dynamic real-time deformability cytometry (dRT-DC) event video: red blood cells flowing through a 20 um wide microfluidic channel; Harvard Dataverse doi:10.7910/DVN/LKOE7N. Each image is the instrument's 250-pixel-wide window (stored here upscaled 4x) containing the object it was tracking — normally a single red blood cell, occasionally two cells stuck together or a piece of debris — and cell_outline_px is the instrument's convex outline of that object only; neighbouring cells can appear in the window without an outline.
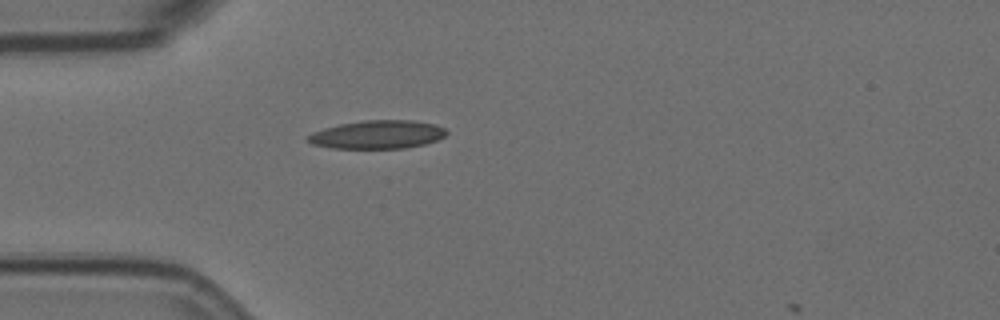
{"species": "Egyptian fruit bat (a non-hibernating species)", "species_latin": "Rousettus aegyptiacus", "temperature_condition": "room temperature", "stored_images_in_passage": 4, "camera_frame_rate_fps": 3000, "um_per_image_px": 0.085, "animal": {"sex": "female"}, "frame": {"image": 1, "passage_image": 4, "time_ms": 1.0, "image_size_px": [1000, 320], "cell_outline_px": [[448, 132], [444, 136], [436, 140], [424, 144], [404, 148], [332, 148], [312, 144], [308, 140], [308, 136], [312, 132], [324, 128], [340, 124], [364, 120], [412, 120], [436, 124], [444, 128]], "centroid_in_image_um": [32.1, 11.43], "position_along_channel_um": 52.9, "area_um2": 22.77}}